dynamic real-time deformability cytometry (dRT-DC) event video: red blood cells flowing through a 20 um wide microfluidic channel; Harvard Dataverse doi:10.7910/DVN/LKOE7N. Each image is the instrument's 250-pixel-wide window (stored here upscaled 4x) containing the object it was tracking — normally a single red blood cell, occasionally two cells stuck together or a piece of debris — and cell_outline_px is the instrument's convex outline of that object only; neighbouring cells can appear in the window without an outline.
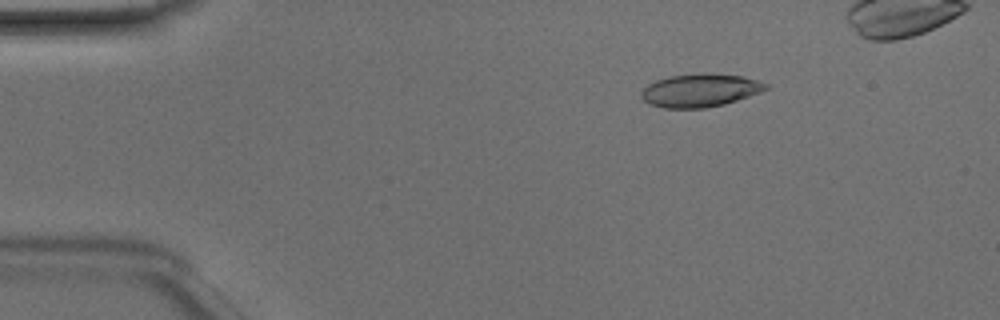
{"species": "Egyptian fruit bat (a non-hibernating species)", "species_latin": "Rousettus aegyptiacus", "temperature_condition": "room temperature", "stored_images_in_passage": 44, "camera_frame_rate_fps": 3000, "um_per_image_px": 0.085, "animal": {"sex": "male"}, "frame": {"image": 1, "passage_image": 8, "time_ms": 2.333, "image_size_px": [1000, 320], "cell_outline_px": [[768, 88], [760, 92], [724, 104], [704, 108], [664, 108], [648, 104], [640, 96], [640, 92], [648, 84], [656, 80], [668, 76], [700, 72], [744, 76], [768, 84]], "centroid_in_image_um": [59.47, 7.67], "position_along_channel_um": 25.5, "area_um2": 24.16}}
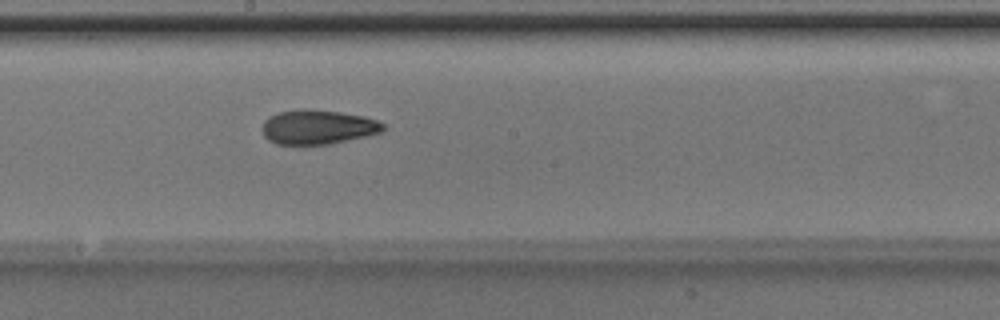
{"frame": {"image": 2, "passage_image": 27, "time_ms": 8.667, "image_size_px": [1000, 320], "cell_outline_px": [[384, 128], [380, 132], [348, 140], [328, 144], [276, 144], [268, 140], [264, 136], [264, 120], [268, 116], [276, 112], [304, 108], [340, 112], [364, 116], [376, 120], [384, 124]], "centroid_in_image_um": [26.98, 10.78], "position_along_channel_um": 221.2, "area_um2": 24.1}}
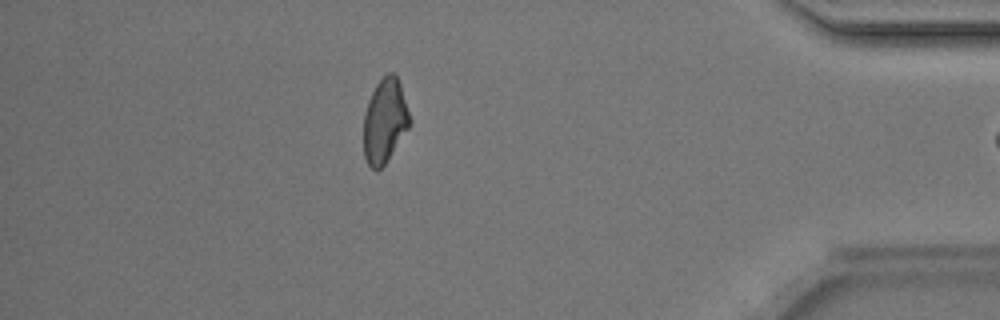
{"frame": {"image": 3, "passage_image": 43, "time_ms": 14.0, "image_size_px": [1000, 320], "cell_outline_px": [[412, 124], [384, 164], [380, 168], [372, 168], [368, 164], [364, 156], [364, 116], [368, 100], [376, 84], [388, 72], [392, 72], [396, 76], [400, 84], [412, 120]], "centroid_in_image_um": [32.73, 10.25], "position_along_channel_um": 402.5, "area_um2": 22.48}}